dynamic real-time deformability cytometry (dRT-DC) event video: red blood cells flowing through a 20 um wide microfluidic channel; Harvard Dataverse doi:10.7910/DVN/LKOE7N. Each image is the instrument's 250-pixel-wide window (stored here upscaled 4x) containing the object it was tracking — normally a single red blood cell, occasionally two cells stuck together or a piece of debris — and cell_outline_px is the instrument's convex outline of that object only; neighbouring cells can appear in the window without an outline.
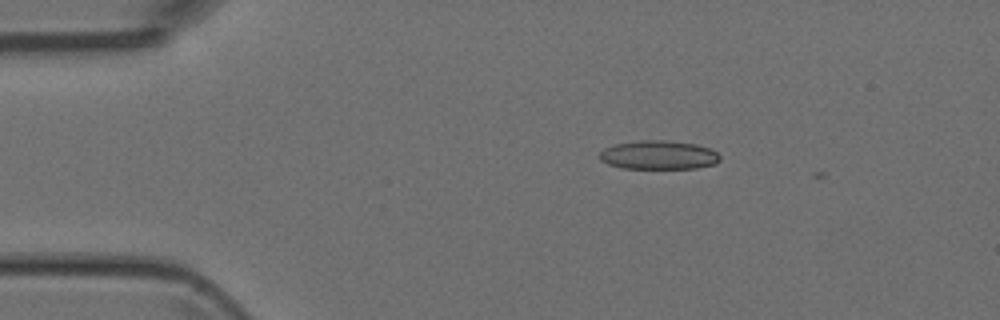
{"species": "Egyptian fruit bat (a non-hibernating species)", "species_latin": "Rousettus aegyptiacus", "temperature_condition": "room temperature", "stored_images_in_passage": 4, "camera_frame_rate_fps": 3000, "um_per_image_px": 0.085, "animal": {"sex": "female"}, "frame": {"image": 1, "passage_image": 2, "time_ms": 0.333, "image_size_px": [1000, 320], "cell_outline_px": [[720, 160], [716, 164], [696, 168], [620, 168], [608, 164], [600, 160], [596, 156], [604, 148], [616, 144], [640, 140], [664, 140], [696, 144], [708, 148], [716, 152], [720, 156]], "centroid_in_image_um": [55.95, 13.18], "position_along_channel_um": 29.0, "area_um2": 20.29}}